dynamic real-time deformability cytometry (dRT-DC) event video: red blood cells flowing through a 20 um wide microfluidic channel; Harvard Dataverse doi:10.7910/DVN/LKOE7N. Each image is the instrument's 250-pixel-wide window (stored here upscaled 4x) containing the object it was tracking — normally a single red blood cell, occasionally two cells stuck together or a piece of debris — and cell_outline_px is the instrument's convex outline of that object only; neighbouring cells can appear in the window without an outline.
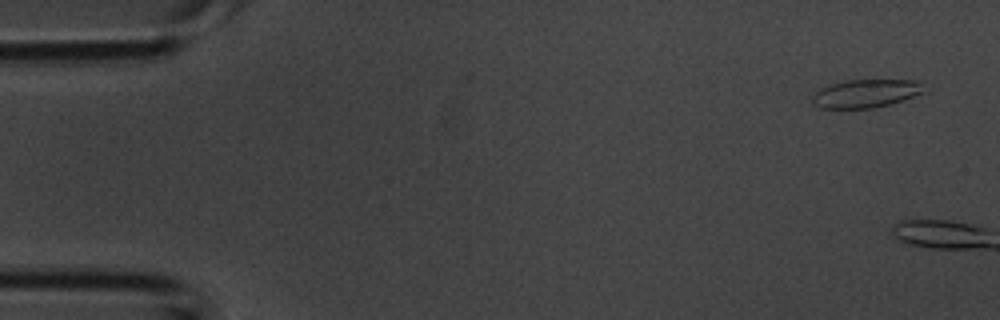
{"species": "common noctule bat (a hibernating species)", "species_latin": "Nyctalus noctula", "temperature_condition": "room temperature", "stored_images_in_passage": 3, "camera_frame_rate_fps": 3000, "um_per_image_px": 0.085, "animal": {"sex": "male", "body_mass_g": 20.1, "forearm_length_mm": 53.5}, "frame": {"image": 1, "passage_image": 2, "time_ms": 0.333, "image_size_px": [1000, 320], "cell_outline_px": [[924, 92], [904, 100], [872, 108], [820, 108], [812, 104], [812, 96], [820, 88], [832, 84], [848, 80], [916, 80], [920, 84]], "centroid_in_image_um": [73.55, 7.95], "position_along_channel_um": 11.4, "area_um2": 18.15}}